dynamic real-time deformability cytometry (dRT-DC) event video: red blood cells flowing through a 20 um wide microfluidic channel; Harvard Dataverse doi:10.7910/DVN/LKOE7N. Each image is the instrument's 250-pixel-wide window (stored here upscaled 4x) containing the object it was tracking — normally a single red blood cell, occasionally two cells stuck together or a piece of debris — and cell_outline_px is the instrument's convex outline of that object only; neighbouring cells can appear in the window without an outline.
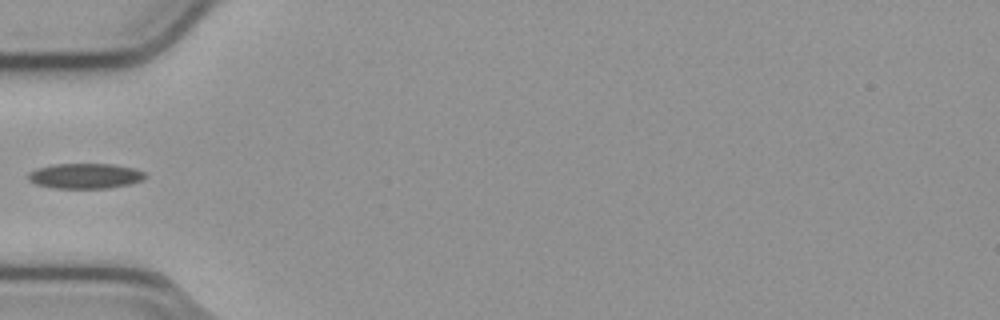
{"species": "common noctule bat (a hibernating species)", "species_latin": "Nyctalus noctula", "temperature_condition": "cold", "stored_images_in_passage": 37, "camera_frame_rate_fps": 3000, "um_per_image_px": 0.085, "animal": {"sex": "male", "body_mass_g": 23.1, "forearm_length_mm": 52.7}, "frame": {"image": 1, "passage_image": 1, "time_ms": 0.0, "image_size_px": [1000, 320], "cell_outline_px": [[144, 180], [132, 184], [108, 188], [52, 188], [36, 184], [28, 180], [28, 172], [36, 168], [56, 164], [112, 164], [132, 168], [144, 172]], "centroid_in_image_um": [7.22, 14.96], "position_along_channel_um": 77.8, "area_um2": 17.22}}
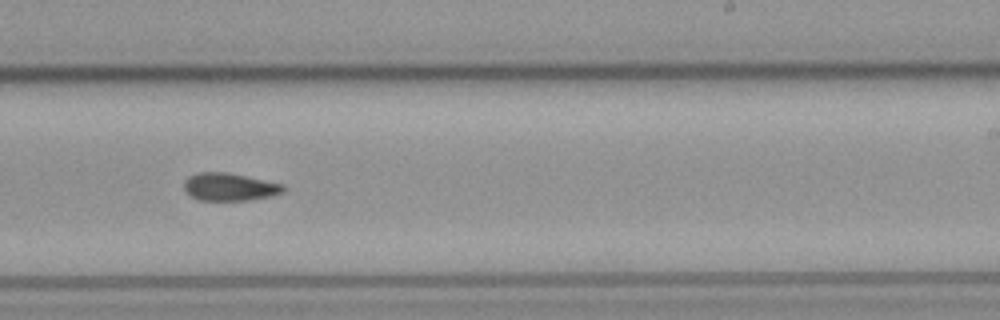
{"frame": {"image": 2, "passage_image": 16, "time_ms": 5.0, "image_size_px": [1000, 320], "cell_outline_px": [[284, 192], [272, 196], [248, 200], [200, 200], [192, 196], [184, 188], [184, 180], [188, 176], [200, 172], [224, 172], [284, 184]], "centroid_in_image_um": [19.51, 15.89], "position_along_channel_um": 269.5, "area_um2": 15.84}}
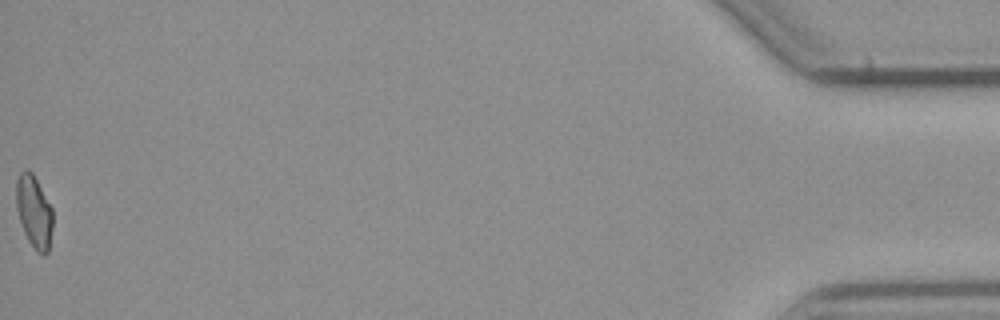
{"frame": {"image": 3, "passage_image": 37, "time_ms": 12.0, "image_size_px": [1000, 320], "cell_outline_px": [[52, 228], [48, 252], [44, 256], [36, 252], [28, 240], [24, 232], [16, 208], [16, 180], [20, 172], [28, 168], [32, 172], [52, 208]], "centroid_in_image_um": [2.88, 18.0], "position_along_channel_um": 432.3, "area_um2": 15.43}}